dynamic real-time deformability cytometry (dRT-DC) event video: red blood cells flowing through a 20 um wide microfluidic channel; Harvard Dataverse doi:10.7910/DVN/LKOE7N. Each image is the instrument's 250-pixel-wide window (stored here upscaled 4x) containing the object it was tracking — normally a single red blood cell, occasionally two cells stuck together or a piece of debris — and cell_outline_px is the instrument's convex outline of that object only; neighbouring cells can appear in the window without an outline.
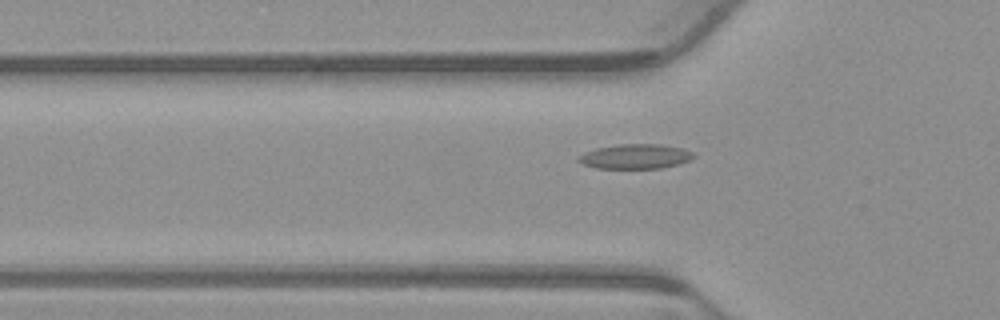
{"species": "common noctule bat (a hibernating species)", "species_latin": "Nyctalus noctula", "temperature_condition": "warm", "stored_images_in_passage": 54, "camera_frame_rate_fps": 3000, "um_per_image_px": 0.085, "animal": {"sex": "male", "body_mass_g": 23.1, "forearm_length_mm": 52.7}, "frame": {"image": 1, "passage_image": 18, "time_ms": 5.667, "image_size_px": [1000, 320], "cell_outline_px": [[696, 156], [680, 164], [660, 168], [596, 168], [584, 164], [576, 160], [576, 156], [584, 152], [596, 148], [620, 144], [660, 144], [684, 148], [692, 152]], "centroid_in_image_um": [53.99, 13.29], "position_along_channel_um": 71.8, "area_um2": 16.65}}
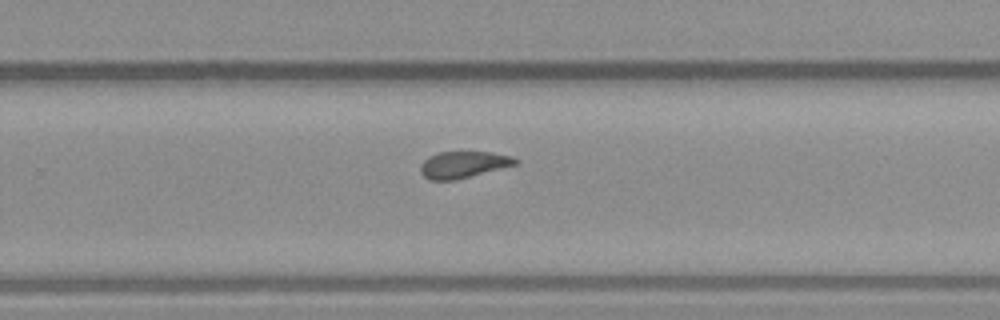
{"frame": {"image": 2, "passage_image": 35, "time_ms": 11.333, "image_size_px": [1000, 320], "cell_outline_px": [[520, 160], [516, 164], [456, 180], [428, 180], [420, 172], [420, 164], [428, 156], [440, 152], [492, 152], [512, 156]], "centroid_in_image_um": [39.36, 13.99], "position_along_channel_um": 290.4, "area_um2": 14.74}}
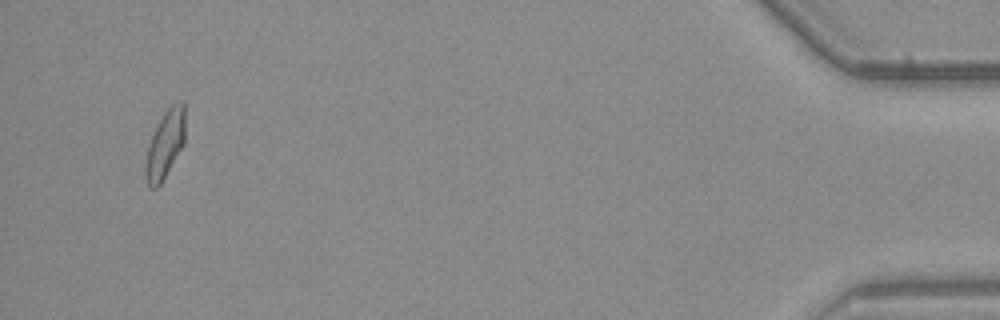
{"frame": {"image": 3, "passage_image": 52, "time_ms": 17.0, "image_size_px": [1000, 320], "cell_outline_px": [[184, 144], [160, 184], [156, 188], [148, 188], [144, 176], [144, 168], [148, 144], [164, 112], [172, 104], [180, 100], [184, 100]], "centroid_in_image_um": [14.02, 12.29], "position_along_channel_um": 421.2, "area_um2": 15.61}, "authors_computed_cell_mechanics": {"area_um2": 15.6349, "velocity_mm_per_s": 3.844, "shape_relaxation_time_tau1_ms": null, "shape_relaxation_time_tau2_ms": 3.3396, "deformation_change_tau1": null, "deformation_change_tau2": 0.1145}}